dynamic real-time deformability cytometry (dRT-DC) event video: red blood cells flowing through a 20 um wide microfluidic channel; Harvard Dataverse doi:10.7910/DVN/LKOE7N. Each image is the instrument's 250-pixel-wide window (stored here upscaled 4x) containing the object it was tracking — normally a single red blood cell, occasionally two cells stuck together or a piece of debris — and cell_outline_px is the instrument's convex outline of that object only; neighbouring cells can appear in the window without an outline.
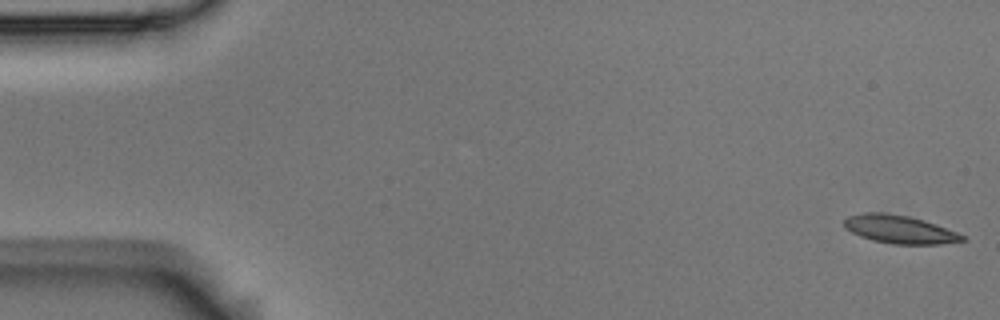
{"species": "Egyptian fruit bat (a non-hibernating species)", "species_latin": "Rousettus aegyptiacus", "temperature_condition": "room temperature", "stored_images_in_passage": 6, "segment_of_instrument_passage": [1, 2], "camera_frame_rate_fps": 3000, "um_per_image_px": 0.085, "animal": {"sex": "male"}, "frame": {"image": 1, "passage_image": 1, "time_ms": 0.0, "image_size_px": [1000, 320], "cell_outline_px": [[968, 240], [940, 244], [892, 244], [872, 240], [860, 236], [844, 228], [844, 220], [848, 216], [864, 212], [884, 212], [908, 216], [924, 220], [936, 224], [956, 232], [964, 236]], "centroid_in_image_um": [76.45, 19.49], "position_along_channel_um": 8.6, "area_um2": 19.42}}